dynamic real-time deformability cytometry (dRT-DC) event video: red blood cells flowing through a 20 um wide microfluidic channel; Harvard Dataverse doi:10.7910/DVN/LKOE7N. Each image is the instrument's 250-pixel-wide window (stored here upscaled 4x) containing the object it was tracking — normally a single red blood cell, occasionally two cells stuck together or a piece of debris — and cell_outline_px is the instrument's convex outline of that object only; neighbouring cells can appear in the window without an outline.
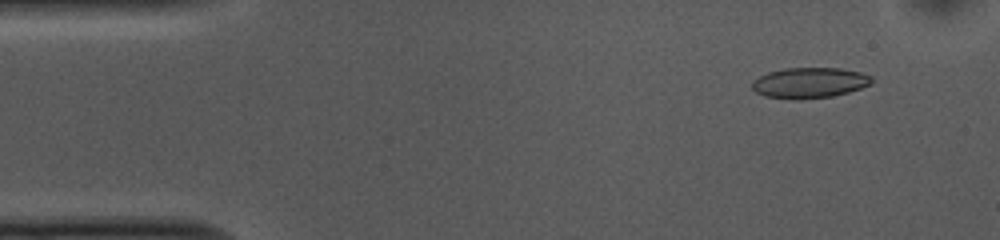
{"species": "common noctule bat (a hibernating species)", "species_latin": "Nyctalus noctula", "temperature_condition": "cold", "stored_images_in_passage": 11, "camera_frame_rate_fps": 3000, "um_per_image_px": 0.085, "animal": {"sex": "female", "body_mass_g": 10.0, "forearm_length_mm": 53.1}, "frame": {"image": 1, "passage_image": 4, "time_ms": 1.0, "image_size_px": [1000, 240], "cell_outline_px": [[872, 84], [848, 92], [832, 96], [800, 100], [764, 96], [756, 92], [752, 88], [752, 80], [768, 72], [784, 68], [840, 68], [860, 72], [872, 76]], "centroid_in_image_um": [68.8, 7.04], "position_along_channel_um": 16.2, "area_um2": 21.39}}